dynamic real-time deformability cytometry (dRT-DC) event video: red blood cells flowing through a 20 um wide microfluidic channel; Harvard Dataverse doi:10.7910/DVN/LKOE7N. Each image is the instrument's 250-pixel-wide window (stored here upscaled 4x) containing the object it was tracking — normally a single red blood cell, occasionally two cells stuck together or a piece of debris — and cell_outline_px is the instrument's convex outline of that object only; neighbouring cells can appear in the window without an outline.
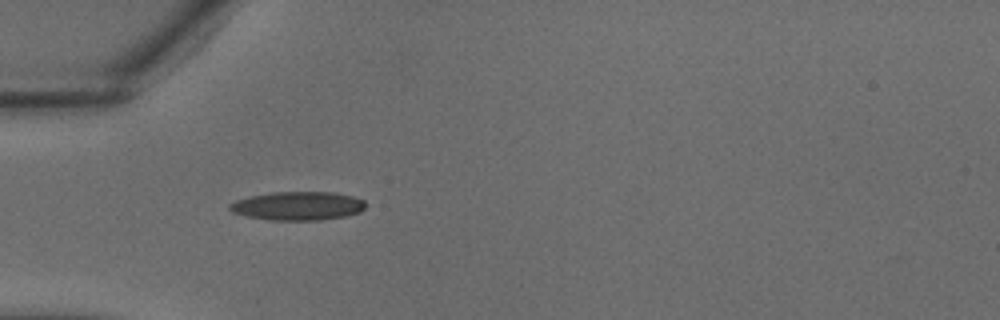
{"species": "common noctule bat (a hibernating species)", "species_latin": "Nyctalus noctula", "temperature_condition": "warm", "stored_images_in_passage": 26, "camera_frame_rate_fps": 3000, "um_per_image_px": 0.085, "animal": {"sex": "male", "body_mass_g": 18.8}, "frame": {"image": 1, "passage_image": 1, "time_ms": 0.0, "image_size_px": [1000, 320], "cell_outline_px": [[364, 208], [360, 212], [348, 216], [320, 220], [268, 220], [244, 216], [232, 212], [228, 208], [228, 204], [236, 200], [248, 196], [272, 192], [332, 192], [352, 196], [364, 200]], "centroid_in_image_um": [25.27, 17.5], "position_along_channel_um": 59.7, "area_um2": 22.89}}
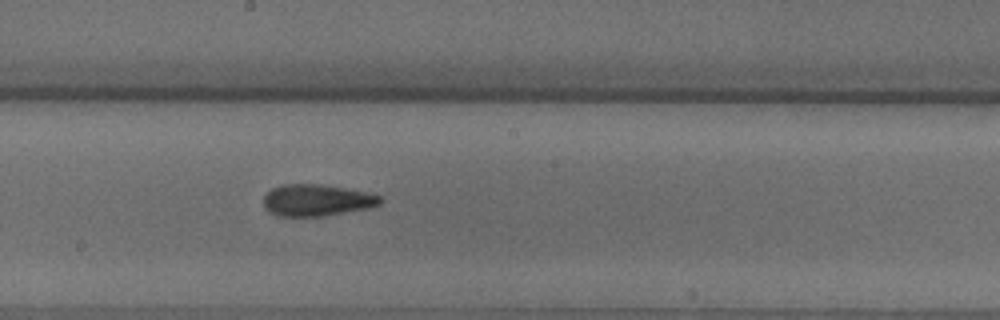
{"frame": {"image": 2, "passage_image": 10, "time_ms": 3.0, "image_size_px": [1000, 320], "cell_outline_px": [[384, 200], [380, 204], [368, 208], [324, 216], [276, 216], [268, 212], [264, 208], [264, 196], [272, 188], [284, 184], [316, 184], [344, 188], [364, 192], [380, 196]], "centroid_in_image_um": [26.89, 17.03], "position_along_channel_um": 221.3, "area_um2": 21.44}}
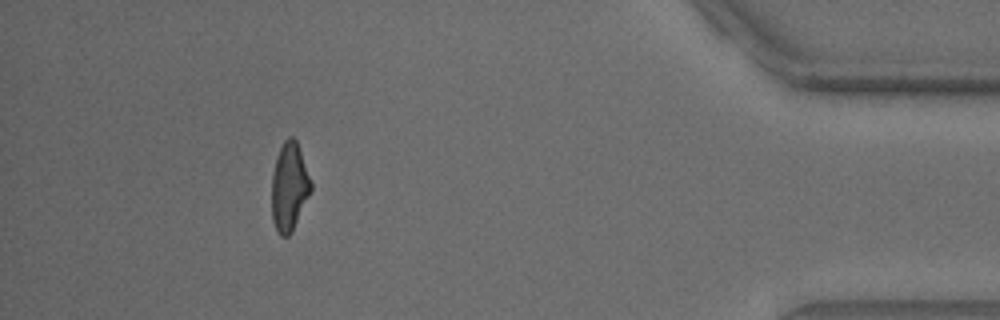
{"frame": {"image": 3, "passage_image": 23, "time_ms": 7.333, "image_size_px": [1000, 320], "cell_outline_px": [[312, 188], [292, 232], [288, 236], [280, 236], [276, 232], [272, 220], [272, 176], [276, 156], [284, 140], [288, 136], [292, 136], [296, 140], [312, 184]], "centroid_in_image_um": [24.57, 15.9], "position_along_channel_um": 410.6, "area_um2": 20.06}}